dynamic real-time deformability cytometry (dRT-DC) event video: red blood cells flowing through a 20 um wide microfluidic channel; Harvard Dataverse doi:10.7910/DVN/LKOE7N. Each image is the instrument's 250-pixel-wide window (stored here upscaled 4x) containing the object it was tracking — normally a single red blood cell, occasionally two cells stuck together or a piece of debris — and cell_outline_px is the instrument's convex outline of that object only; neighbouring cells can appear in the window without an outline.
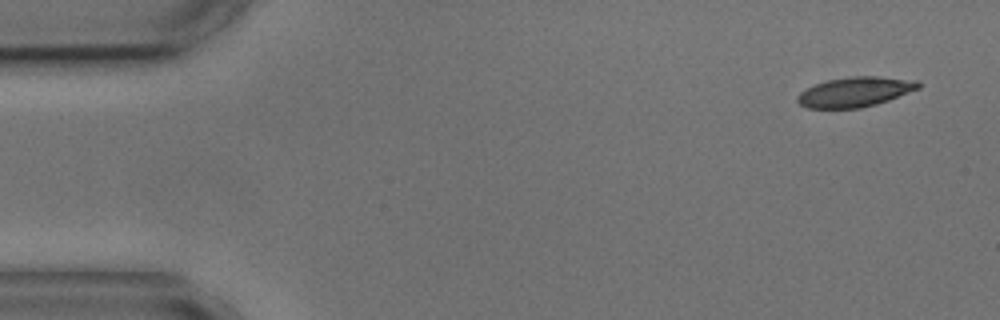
{"species": "common noctule bat (a hibernating species)", "species_latin": "Nyctalus noctula", "temperature_condition": "cold", "stored_images_in_passage": 5, "camera_frame_rate_fps": 3000, "um_per_image_px": 0.085, "animal": {"sex": "male", "body_mass_g": 17.9, "forearm_length_mm": 54.2}, "frame": {"image": 1, "passage_image": 1, "time_ms": 0.0, "image_size_px": [1000, 320], "cell_outline_px": [[920, 88], [888, 100], [876, 104], [860, 108], [808, 108], [800, 104], [796, 100], [796, 96], [800, 92], [816, 84], [828, 80], [852, 76], [876, 76], [916, 80], [920, 84]], "centroid_in_image_um": [72.67, 7.81], "position_along_channel_um": 12.3, "area_um2": 20.87}}
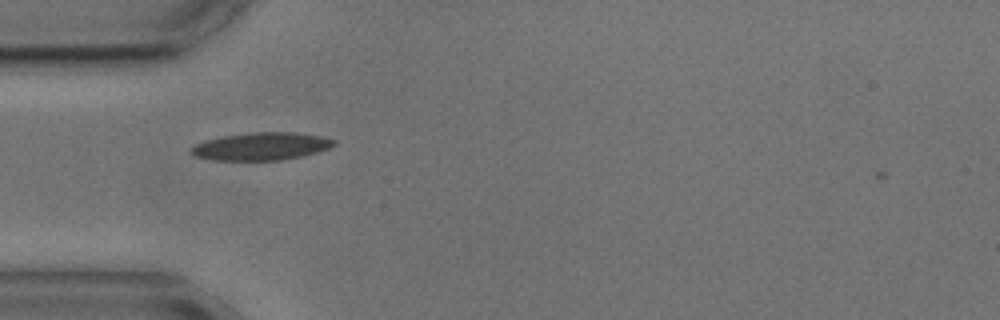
{"frame": {"image": 2, "passage_image": 4, "time_ms": 4.333, "image_size_px": [1000, 320], "cell_outline_px": [[336, 144], [328, 148], [304, 156], [280, 160], [212, 160], [196, 156], [188, 152], [188, 148], [204, 140], [224, 136], [248, 132], [296, 132], [320, 136], [336, 140]], "centroid_in_image_um": [22.18, 12.43], "position_along_channel_um": 62.8, "area_um2": 23.18}}